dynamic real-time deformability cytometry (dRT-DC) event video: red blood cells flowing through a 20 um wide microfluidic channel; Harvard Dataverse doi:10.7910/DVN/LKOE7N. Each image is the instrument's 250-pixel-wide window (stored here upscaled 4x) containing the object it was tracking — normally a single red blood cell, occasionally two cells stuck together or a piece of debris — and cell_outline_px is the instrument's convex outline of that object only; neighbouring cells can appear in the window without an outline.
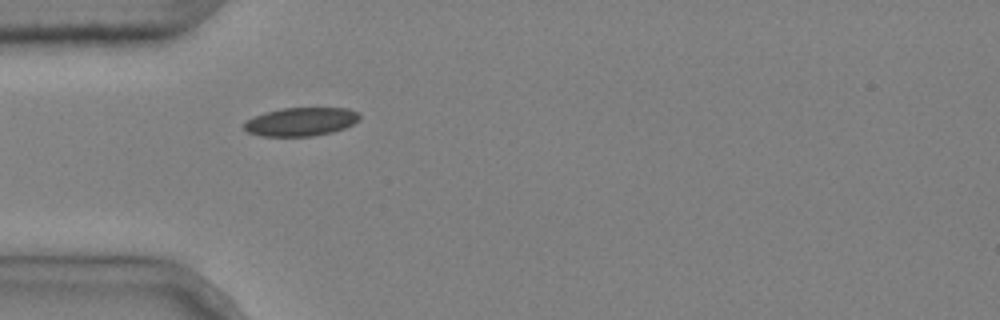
{"species": "common noctule bat (a hibernating species)", "species_latin": "Nyctalus noctula", "temperature_condition": "cold", "stored_images_in_passage": 1, "camera_frame_rate_fps": 3000, "um_per_image_px": 0.085, "animal": {"sex": "male", "body_mass_g": 20.4}, "frame": {"image": 1, "passage_image": 1, "time_ms": 0.0, "image_size_px": [1000, 320], "cell_outline_px": [[360, 120], [344, 128], [332, 132], [312, 136], [260, 136], [248, 132], [244, 128], [244, 124], [248, 120], [264, 112], [284, 108], [348, 108], [360, 112]], "centroid_in_image_um": [25.62, 10.34], "position_along_channel_um": 59.4, "area_um2": 19.13}}